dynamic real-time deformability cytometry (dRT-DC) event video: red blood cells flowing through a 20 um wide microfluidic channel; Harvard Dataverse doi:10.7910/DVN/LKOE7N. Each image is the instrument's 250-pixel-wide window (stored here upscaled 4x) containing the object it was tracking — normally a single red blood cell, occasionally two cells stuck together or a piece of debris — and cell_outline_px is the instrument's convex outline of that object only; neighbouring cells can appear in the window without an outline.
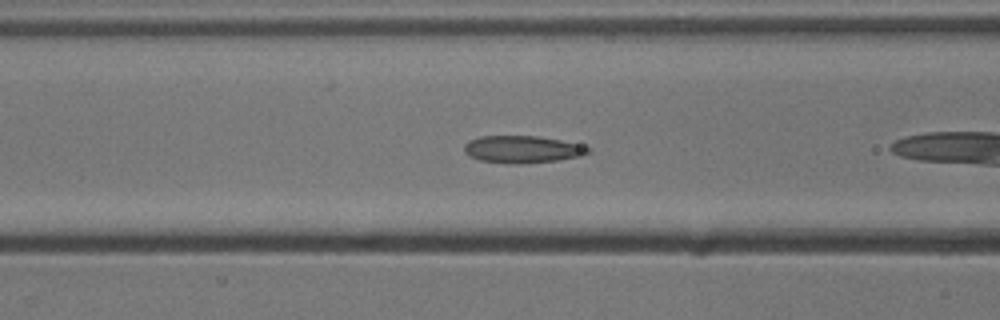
{"species": "common noctule bat (a hibernating species)", "species_latin": "Nyctalus noctula", "temperature_condition": "cold", "stored_images_in_passage": 17, "camera_frame_rate_fps": 3000, "um_per_image_px": 0.085, "animal": {"sex": "male", "body_mass_g": 13.3}, "frame": {"image": 1, "passage_image": 6, "time_ms": 1.667, "image_size_px": [1000, 320], "cell_outline_px": [[592, 152], [580, 156], [560, 160], [520, 164], [508, 164], [480, 160], [468, 156], [464, 152], [464, 144], [468, 140], [480, 136], [536, 136], [560, 140], [592, 148]], "centroid_in_image_um": [44.37, 12.7], "position_along_channel_um": 122.2, "area_um2": 19.83}}
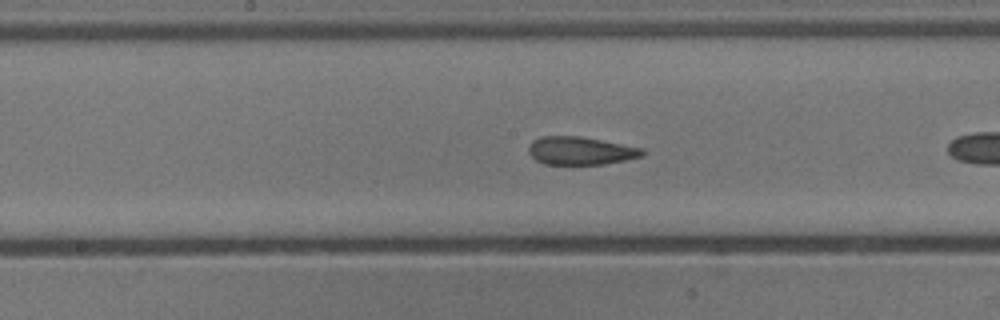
{"frame": {"image": 2, "passage_image": 12, "time_ms": 3.667, "image_size_px": [1000, 320], "cell_outline_px": [[644, 156], [604, 164], [544, 164], [536, 160], [528, 152], [528, 148], [532, 140], [540, 136], [580, 136], [644, 148]], "centroid_in_image_um": [49.34, 12.81], "position_along_channel_um": 198.9, "area_um2": 18.61}}
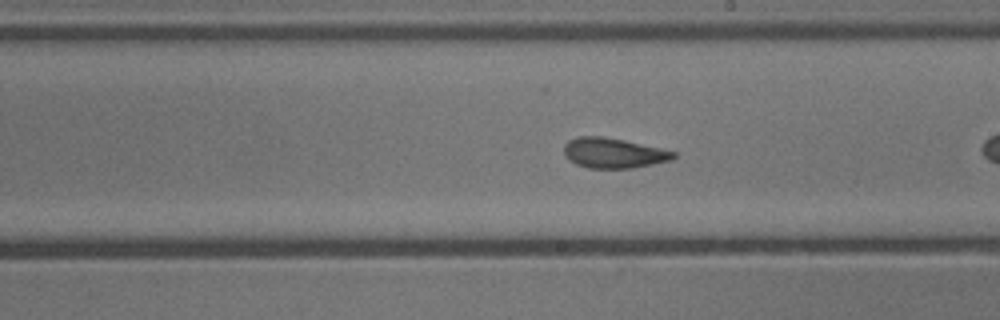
{"frame": {"image": 3, "passage_image": 15, "time_ms": 4.667, "image_size_px": [1000, 320], "cell_outline_px": [[676, 156], [672, 160], [632, 168], [588, 168], [576, 164], [568, 160], [564, 156], [564, 144], [568, 140], [576, 136], [604, 136], [624, 140], [660, 148], [676, 152]], "centroid_in_image_um": [52.11, 13.0], "position_along_channel_um": 236.9, "area_um2": 19.36}}